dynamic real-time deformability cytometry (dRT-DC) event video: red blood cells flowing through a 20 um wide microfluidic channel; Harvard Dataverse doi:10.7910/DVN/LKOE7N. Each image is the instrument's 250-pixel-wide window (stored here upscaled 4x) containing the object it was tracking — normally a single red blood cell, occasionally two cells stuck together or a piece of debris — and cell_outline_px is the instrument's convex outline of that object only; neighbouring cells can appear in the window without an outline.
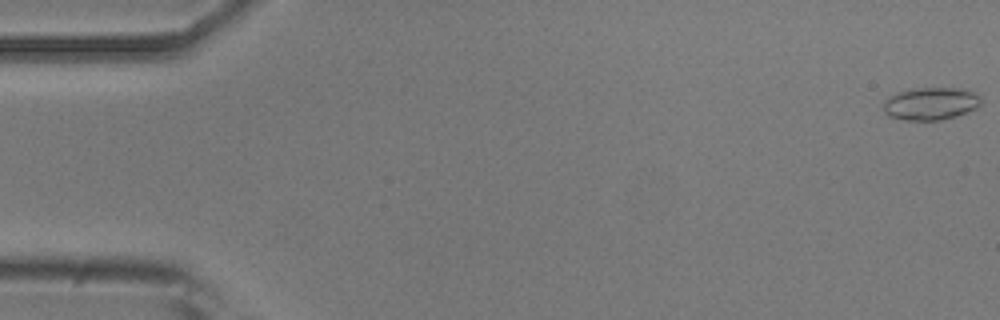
{"species": "common noctule bat (a hibernating species)", "species_latin": "Nyctalus noctula", "temperature_condition": "room temperature", "stored_images_in_passage": 53, "camera_frame_rate_fps": 3000, "um_per_image_px": 0.085, "animal": {"sex": "male", "body_mass_g": 20.5, "forearm_length_mm": 52.5}, "frame": {"image": 1, "passage_image": 1, "time_ms": 0.0, "image_size_px": [1000, 320], "cell_outline_px": [[980, 104], [976, 108], [956, 116], [940, 120], [904, 120], [888, 116], [884, 112], [884, 100], [888, 96], [908, 88], [960, 88], [972, 92], [980, 96]], "centroid_in_image_um": [79.06, 8.8], "position_along_channel_um": 5.9, "area_um2": 18.61}}
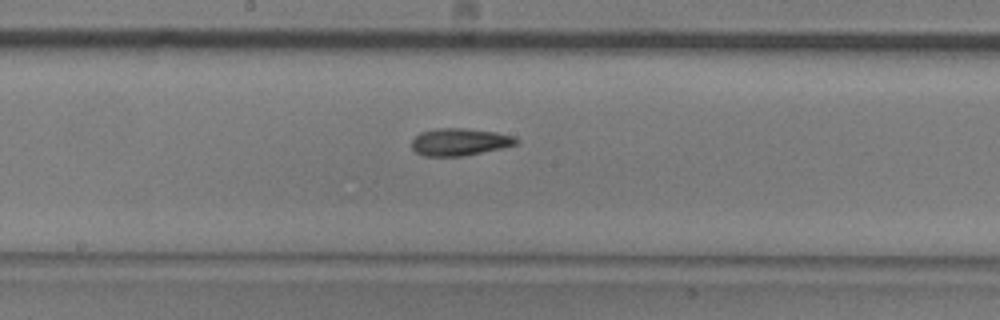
{"frame": {"image": 2, "passage_image": 28, "time_ms": 9.0, "image_size_px": [1000, 320], "cell_outline_px": [[520, 140], [516, 144], [504, 148], [460, 156], [424, 156], [416, 152], [412, 148], [412, 140], [420, 132], [436, 128], [464, 128], [496, 132], [516, 136]], "centroid_in_image_um": [39.09, 12.05], "position_along_channel_um": 209.1, "area_um2": 16.7}}
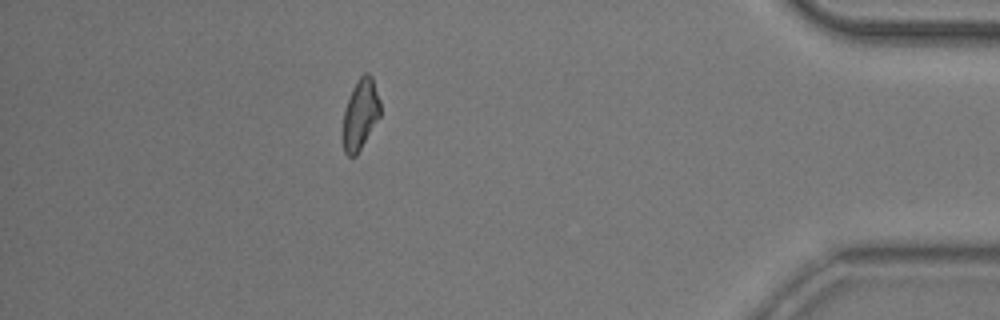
{"frame": {"image": 3, "passage_image": 47, "time_ms": 15.333, "image_size_px": [1000, 320], "cell_outline_px": [[380, 116], [356, 156], [348, 156], [344, 152], [344, 108], [352, 88], [360, 76], [364, 72], [368, 72], [372, 76], [380, 100]], "centroid_in_image_um": [30.65, 9.67], "position_along_channel_um": 404.6, "area_um2": 15.2}, "authors_computed_cell_mechanics": {"area_um2": 16.3574, "velocity_mm_per_s": 3.8279, "shape_relaxation_time_tau1_ms": null, "shape_relaxation_time_tau2_ms": 3.8441, "deformation_change_tau1": null, "deformation_change_tau2": 0.1138}}